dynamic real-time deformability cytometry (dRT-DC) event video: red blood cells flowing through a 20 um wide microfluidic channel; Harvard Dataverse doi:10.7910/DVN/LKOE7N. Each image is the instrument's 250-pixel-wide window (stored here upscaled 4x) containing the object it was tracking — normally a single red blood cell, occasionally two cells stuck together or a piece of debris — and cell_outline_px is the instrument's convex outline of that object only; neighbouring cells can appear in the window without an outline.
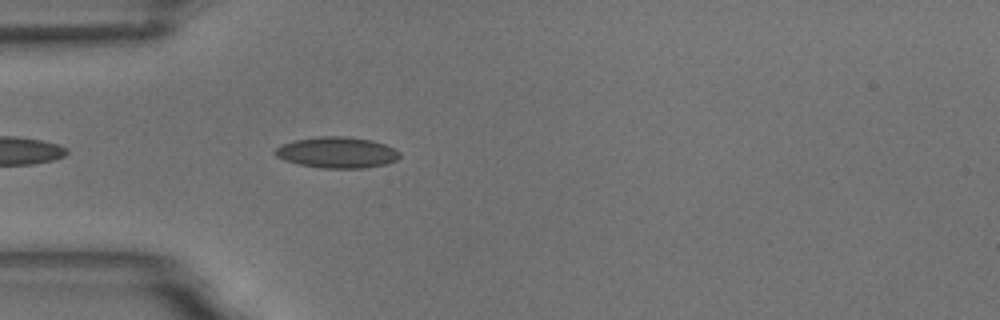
{"species": "common noctule bat (a hibernating species)", "species_latin": "Nyctalus noctula", "temperature_condition": "room temperature", "stored_images_in_passage": 13, "camera_frame_rate_fps": 3000, "um_per_image_px": 0.085, "animal": {"sex": "male", "body_mass_g": 18.8}, "frame": {"image": 1, "passage_image": 4, "time_ms": 1.0, "image_size_px": [1000, 320], "cell_outline_px": [[400, 156], [396, 160], [384, 164], [364, 168], [320, 168], [300, 164], [284, 160], [276, 156], [272, 152], [276, 148], [292, 140], [320, 136], [344, 136], [372, 140], [384, 144], [400, 152]], "centroid_in_image_um": [28.62, 12.96], "position_along_channel_um": 56.4, "area_um2": 22.48}}